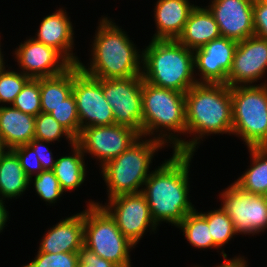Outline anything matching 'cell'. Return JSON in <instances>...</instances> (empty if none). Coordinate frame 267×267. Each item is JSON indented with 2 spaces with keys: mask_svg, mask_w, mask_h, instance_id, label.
<instances>
[{
  "mask_svg": "<svg viewBox=\"0 0 267 267\" xmlns=\"http://www.w3.org/2000/svg\"><path fill=\"white\" fill-rule=\"evenodd\" d=\"M172 153L171 158L152 170L141 191L157 226L162 222L177 226L187 214L196 209L188 194L190 163L194 154Z\"/></svg>",
  "mask_w": 267,
  "mask_h": 267,
  "instance_id": "obj_1",
  "label": "cell"
},
{
  "mask_svg": "<svg viewBox=\"0 0 267 267\" xmlns=\"http://www.w3.org/2000/svg\"><path fill=\"white\" fill-rule=\"evenodd\" d=\"M186 135L182 153H193L202 138L211 134H232L231 87L227 84L197 83L185 93ZM199 145V146H198Z\"/></svg>",
  "mask_w": 267,
  "mask_h": 267,
  "instance_id": "obj_2",
  "label": "cell"
},
{
  "mask_svg": "<svg viewBox=\"0 0 267 267\" xmlns=\"http://www.w3.org/2000/svg\"><path fill=\"white\" fill-rule=\"evenodd\" d=\"M99 21L90 48V65L85 66L80 61V69L97 79L142 76V53L124 29L108 16L100 18Z\"/></svg>",
  "mask_w": 267,
  "mask_h": 267,
  "instance_id": "obj_3",
  "label": "cell"
},
{
  "mask_svg": "<svg viewBox=\"0 0 267 267\" xmlns=\"http://www.w3.org/2000/svg\"><path fill=\"white\" fill-rule=\"evenodd\" d=\"M184 134L186 135L185 93L158 87L143 80L142 136L157 139L166 146L172 144L173 151L182 153L181 135Z\"/></svg>",
  "mask_w": 267,
  "mask_h": 267,
  "instance_id": "obj_4",
  "label": "cell"
},
{
  "mask_svg": "<svg viewBox=\"0 0 267 267\" xmlns=\"http://www.w3.org/2000/svg\"><path fill=\"white\" fill-rule=\"evenodd\" d=\"M142 78L146 82L181 93L197 84L194 53L177 40H155L141 51Z\"/></svg>",
  "mask_w": 267,
  "mask_h": 267,
  "instance_id": "obj_5",
  "label": "cell"
},
{
  "mask_svg": "<svg viewBox=\"0 0 267 267\" xmlns=\"http://www.w3.org/2000/svg\"><path fill=\"white\" fill-rule=\"evenodd\" d=\"M140 136L123 153L101 167L107 186V196L140 193L152 171H149L155 153L165 147L157 139ZM141 187V188H140Z\"/></svg>",
  "mask_w": 267,
  "mask_h": 267,
  "instance_id": "obj_6",
  "label": "cell"
},
{
  "mask_svg": "<svg viewBox=\"0 0 267 267\" xmlns=\"http://www.w3.org/2000/svg\"><path fill=\"white\" fill-rule=\"evenodd\" d=\"M232 135L247 148L267 146V83L231 87Z\"/></svg>",
  "mask_w": 267,
  "mask_h": 267,
  "instance_id": "obj_7",
  "label": "cell"
},
{
  "mask_svg": "<svg viewBox=\"0 0 267 267\" xmlns=\"http://www.w3.org/2000/svg\"><path fill=\"white\" fill-rule=\"evenodd\" d=\"M100 205H87L84 210V247L117 267H131V249L135 248Z\"/></svg>",
  "mask_w": 267,
  "mask_h": 267,
  "instance_id": "obj_8",
  "label": "cell"
},
{
  "mask_svg": "<svg viewBox=\"0 0 267 267\" xmlns=\"http://www.w3.org/2000/svg\"><path fill=\"white\" fill-rule=\"evenodd\" d=\"M221 208L230 217L237 235L259 234L267 229V199L243 190L235 182L219 194Z\"/></svg>",
  "mask_w": 267,
  "mask_h": 267,
  "instance_id": "obj_9",
  "label": "cell"
},
{
  "mask_svg": "<svg viewBox=\"0 0 267 267\" xmlns=\"http://www.w3.org/2000/svg\"><path fill=\"white\" fill-rule=\"evenodd\" d=\"M72 94L76 100L80 132L88 126L115 124L113 110L103 93V79L85 74L78 64L73 65Z\"/></svg>",
  "mask_w": 267,
  "mask_h": 267,
  "instance_id": "obj_10",
  "label": "cell"
},
{
  "mask_svg": "<svg viewBox=\"0 0 267 267\" xmlns=\"http://www.w3.org/2000/svg\"><path fill=\"white\" fill-rule=\"evenodd\" d=\"M107 202L103 205L89 200L87 204L102 206L115 220L122 234L134 245L140 242L148 228L151 229L150 232L155 233L158 226L152 220L148 202L141 192L118 195Z\"/></svg>",
  "mask_w": 267,
  "mask_h": 267,
  "instance_id": "obj_11",
  "label": "cell"
},
{
  "mask_svg": "<svg viewBox=\"0 0 267 267\" xmlns=\"http://www.w3.org/2000/svg\"><path fill=\"white\" fill-rule=\"evenodd\" d=\"M142 76L103 79V93L113 110L114 123L142 136Z\"/></svg>",
  "mask_w": 267,
  "mask_h": 267,
  "instance_id": "obj_12",
  "label": "cell"
},
{
  "mask_svg": "<svg viewBox=\"0 0 267 267\" xmlns=\"http://www.w3.org/2000/svg\"><path fill=\"white\" fill-rule=\"evenodd\" d=\"M141 135L131 127L112 124L88 126L81 130L76 143L83 154H90L100 162V168L123 153Z\"/></svg>",
  "mask_w": 267,
  "mask_h": 267,
  "instance_id": "obj_13",
  "label": "cell"
},
{
  "mask_svg": "<svg viewBox=\"0 0 267 267\" xmlns=\"http://www.w3.org/2000/svg\"><path fill=\"white\" fill-rule=\"evenodd\" d=\"M237 45V41L220 36L194 50V69H196L194 72L197 83L227 84V76L232 68ZM197 74L201 77L197 78Z\"/></svg>",
  "mask_w": 267,
  "mask_h": 267,
  "instance_id": "obj_14",
  "label": "cell"
},
{
  "mask_svg": "<svg viewBox=\"0 0 267 267\" xmlns=\"http://www.w3.org/2000/svg\"><path fill=\"white\" fill-rule=\"evenodd\" d=\"M267 40L257 36L239 41L227 76L229 87L255 85L266 76Z\"/></svg>",
  "mask_w": 267,
  "mask_h": 267,
  "instance_id": "obj_15",
  "label": "cell"
},
{
  "mask_svg": "<svg viewBox=\"0 0 267 267\" xmlns=\"http://www.w3.org/2000/svg\"><path fill=\"white\" fill-rule=\"evenodd\" d=\"M14 52L19 71L32 79L56 76L71 66L57 50L33 37L26 39Z\"/></svg>",
  "mask_w": 267,
  "mask_h": 267,
  "instance_id": "obj_16",
  "label": "cell"
},
{
  "mask_svg": "<svg viewBox=\"0 0 267 267\" xmlns=\"http://www.w3.org/2000/svg\"><path fill=\"white\" fill-rule=\"evenodd\" d=\"M206 8L219 26L221 36L243 41L254 36L253 0H210Z\"/></svg>",
  "mask_w": 267,
  "mask_h": 267,
  "instance_id": "obj_17",
  "label": "cell"
},
{
  "mask_svg": "<svg viewBox=\"0 0 267 267\" xmlns=\"http://www.w3.org/2000/svg\"><path fill=\"white\" fill-rule=\"evenodd\" d=\"M36 32L35 40L57 50L71 65L81 60L73 53L74 28L65 9H56V12L42 19Z\"/></svg>",
  "mask_w": 267,
  "mask_h": 267,
  "instance_id": "obj_18",
  "label": "cell"
},
{
  "mask_svg": "<svg viewBox=\"0 0 267 267\" xmlns=\"http://www.w3.org/2000/svg\"><path fill=\"white\" fill-rule=\"evenodd\" d=\"M84 246V211L61 219L47 230L37 252H79Z\"/></svg>",
  "mask_w": 267,
  "mask_h": 267,
  "instance_id": "obj_19",
  "label": "cell"
},
{
  "mask_svg": "<svg viewBox=\"0 0 267 267\" xmlns=\"http://www.w3.org/2000/svg\"><path fill=\"white\" fill-rule=\"evenodd\" d=\"M154 8L155 40H177L196 5L189 0H157Z\"/></svg>",
  "mask_w": 267,
  "mask_h": 267,
  "instance_id": "obj_20",
  "label": "cell"
},
{
  "mask_svg": "<svg viewBox=\"0 0 267 267\" xmlns=\"http://www.w3.org/2000/svg\"><path fill=\"white\" fill-rule=\"evenodd\" d=\"M35 116L12 105H0V139L8 150L29 144L34 139Z\"/></svg>",
  "mask_w": 267,
  "mask_h": 267,
  "instance_id": "obj_21",
  "label": "cell"
},
{
  "mask_svg": "<svg viewBox=\"0 0 267 267\" xmlns=\"http://www.w3.org/2000/svg\"><path fill=\"white\" fill-rule=\"evenodd\" d=\"M220 36L219 26L210 11L196 5L177 41L194 51Z\"/></svg>",
  "mask_w": 267,
  "mask_h": 267,
  "instance_id": "obj_22",
  "label": "cell"
},
{
  "mask_svg": "<svg viewBox=\"0 0 267 267\" xmlns=\"http://www.w3.org/2000/svg\"><path fill=\"white\" fill-rule=\"evenodd\" d=\"M29 178L26 176L17 155L12 150L0 159V199L9 200L22 196L28 190Z\"/></svg>",
  "mask_w": 267,
  "mask_h": 267,
  "instance_id": "obj_23",
  "label": "cell"
},
{
  "mask_svg": "<svg viewBox=\"0 0 267 267\" xmlns=\"http://www.w3.org/2000/svg\"><path fill=\"white\" fill-rule=\"evenodd\" d=\"M71 148H73L72 155L57 158L52 170L63 192L79 188L86 179L87 165L84 160L86 155L83 154L81 147L76 142Z\"/></svg>",
  "mask_w": 267,
  "mask_h": 267,
  "instance_id": "obj_24",
  "label": "cell"
},
{
  "mask_svg": "<svg viewBox=\"0 0 267 267\" xmlns=\"http://www.w3.org/2000/svg\"><path fill=\"white\" fill-rule=\"evenodd\" d=\"M72 88L73 65L62 74L40 78L41 112H53L72 94Z\"/></svg>",
  "mask_w": 267,
  "mask_h": 267,
  "instance_id": "obj_25",
  "label": "cell"
},
{
  "mask_svg": "<svg viewBox=\"0 0 267 267\" xmlns=\"http://www.w3.org/2000/svg\"><path fill=\"white\" fill-rule=\"evenodd\" d=\"M251 165L234 182L243 190L258 195L267 193V146L250 147Z\"/></svg>",
  "mask_w": 267,
  "mask_h": 267,
  "instance_id": "obj_26",
  "label": "cell"
},
{
  "mask_svg": "<svg viewBox=\"0 0 267 267\" xmlns=\"http://www.w3.org/2000/svg\"><path fill=\"white\" fill-rule=\"evenodd\" d=\"M176 227L182 230L181 232H183L185 239H187L189 244L193 247L200 250L207 248L218 249V247L213 243L206 218L198 212V210L195 209L187 214L183 221Z\"/></svg>",
  "mask_w": 267,
  "mask_h": 267,
  "instance_id": "obj_27",
  "label": "cell"
},
{
  "mask_svg": "<svg viewBox=\"0 0 267 267\" xmlns=\"http://www.w3.org/2000/svg\"><path fill=\"white\" fill-rule=\"evenodd\" d=\"M200 213L206 218L213 243L218 250L237 235L230 217L221 207Z\"/></svg>",
  "mask_w": 267,
  "mask_h": 267,
  "instance_id": "obj_28",
  "label": "cell"
},
{
  "mask_svg": "<svg viewBox=\"0 0 267 267\" xmlns=\"http://www.w3.org/2000/svg\"><path fill=\"white\" fill-rule=\"evenodd\" d=\"M63 136L70 146L76 142V139L50 114L41 112L35 116V139L54 143V141H60L59 139Z\"/></svg>",
  "mask_w": 267,
  "mask_h": 267,
  "instance_id": "obj_29",
  "label": "cell"
},
{
  "mask_svg": "<svg viewBox=\"0 0 267 267\" xmlns=\"http://www.w3.org/2000/svg\"><path fill=\"white\" fill-rule=\"evenodd\" d=\"M12 106L23 113L39 115L41 113L40 78H30L16 96Z\"/></svg>",
  "mask_w": 267,
  "mask_h": 267,
  "instance_id": "obj_30",
  "label": "cell"
},
{
  "mask_svg": "<svg viewBox=\"0 0 267 267\" xmlns=\"http://www.w3.org/2000/svg\"><path fill=\"white\" fill-rule=\"evenodd\" d=\"M30 78L22 72L6 70L3 65L0 68V104L6 105L14 102L16 96L21 92L23 86Z\"/></svg>",
  "mask_w": 267,
  "mask_h": 267,
  "instance_id": "obj_31",
  "label": "cell"
},
{
  "mask_svg": "<svg viewBox=\"0 0 267 267\" xmlns=\"http://www.w3.org/2000/svg\"><path fill=\"white\" fill-rule=\"evenodd\" d=\"M29 179V184L34 185L36 194L51 205L55 204L57 200L62 197L63 191L59 185L58 179L52 170H44L38 175Z\"/></svg>",
  "mask_w": 267,
  "mask_h": 267,
  "instance_id": "obj_32",
  "label": "cell"
},
{
  "mask_svg": "<svg viewBox=\"0 0 267 267\" xmlns=\"http://www.w3.org/2000/svg\"><path fill=\"white\" fill-rule=\"evenodd\" d=\"M50 115L75 139L79 137L80 123L76 100L73 94H71L62 104L57 106Z\"/></svg>",
  "mask_w": 267,
  "mask_h": 267,
  "instance_id": "obj_33",
  "label": "cell"
},
{
  "mask_svg": "<svg viewBox=\"0 0 267 267\" xmlns=\"http://www.w3.org/2000/svg\"><path fill=\"white\" fill-rule=\"evenodd\" d=\"M78 260V252H37L33 261L21 267H76Z\"/></svg>",
  "mask_w": 267,
  "mask_h": 267,
  "instance_id": "obj_34",
  "label": "cell"
},
{
  "mask_svg": "<svg viewBox=\"0 0 267 267\" xmlns=\"http://www.w3.org/2000/svg\"><path fill=\"white\" fill-rule=\"evenodd\" d=\"M12 151L17 155L21 167L29 179L44 171L36 152L28 144L15 147Z\"/></svg>",
  "mask_w": 267,
  "mask_h": 267,
  "instance_id": "obj_35",
  "label": "cell"
},
{
  "mask_svg": "<svg viewBox=\"0 0 267 267\" xmlns=\"http://www.w3.org/2000/svg\"><path fill=\"white\" fill-rule=\"evenodd\" d=\"M254 35L267 40V0H253Z\"/></svg>",
  "mask_w": 267,
  "mask_h": 267,
  "instance_id": "obj_36",
  "label": "cell"
},
{
  "mask_svg": "<svg viewBox=\"0 0 267 267\" xmlns=\"http://www.w3.org/2000/svg\"><path fill=\"white\" fill-rule=\"evenodd\" d=\"M51 142L33 139L28 145L36 152V155L41 162L43 170H53L56 160L53 158V153L49 149Z\"/></svg>",
  "mask_w": 267,
  "mask_h": 267,
  "instance_id": "obj_37",
  "label": "cell"
},
{
  "mask_svg": "<svg viewBox=\"0 0 267 267\" xmlns=\"http://www.w3.org/2000/svg\"><path fill=\"white\" fill-rule=\"evenodd\" d=\"M78 253L79 260L76 267H117L84 246Z\"/></svg>",
  "mask_w": 267,
  "mask_h": 267,
  "instance_id": "obj_38",
  "label": "cell"
},
{
  "mask_svg": "<svg viewBox=\"0 0 267 267\" xmlns=\"http://www.w3.org/2000/svg\"><path fill=\"white\" fill-rule=\"evenodd\" d=\"M223 259H225L224 263L220 264V265H216V267H248V261L245 260L246 258H244V256H236V257H232L227 259V254L224 252V249L222 248V252H221ZM195 267H200V266H196ZM215 267V266H214Z\"/></svg>",
  "mask_w": 267,
  "mask_h": 267,
  "instance_id": "obj_39",
  "label": "cell"
},
{
  "mask_svg": "<svg viewBox=\"0 0 267 267\" xmlns=\"http://www.w3.org/2000/svg\"><path fill=\"white\" fill-rule=\"evenodd\" d=\"M5 201L0 199V233L3 231L7 220H9V212L6 209Z\"/></svg>",
  "mask_w": 267,
  "mask_h": 267,
  "instance_id": "obj_40",
  "label": "cell"
},
{
  "mask_svg": "<svg viewBox=\"0 0 267 267\" xmlns=\"http://www.w3.org/2000/svg\"><path fill=\"white\" fill-rule=\"evenodd\" d=\"M7 148L4 144V142L0 139V159L1 157L7 152Z\"/></svg>",
  "mask_w": 267,
  "mask_h": 267,
  "instance_id": "obj_41",
  "label": "cell"
},
{
  "mask_svg": "<svg viewBox=\"0 0 267 267\" xmlns=\"http://www.w3.org/2000/svg\"><path fill=\"white\" fill-rule=\"evenodd\" d=\"M1 51H2V48H1V41H0V68L5 64L4 54H2L3 52H1Z\"/></svg>",
  "mask_w": 267,
  "mask_h": 267,
  "instance_id": "obj_42",
  "label": "cell"
}]
</instances>
